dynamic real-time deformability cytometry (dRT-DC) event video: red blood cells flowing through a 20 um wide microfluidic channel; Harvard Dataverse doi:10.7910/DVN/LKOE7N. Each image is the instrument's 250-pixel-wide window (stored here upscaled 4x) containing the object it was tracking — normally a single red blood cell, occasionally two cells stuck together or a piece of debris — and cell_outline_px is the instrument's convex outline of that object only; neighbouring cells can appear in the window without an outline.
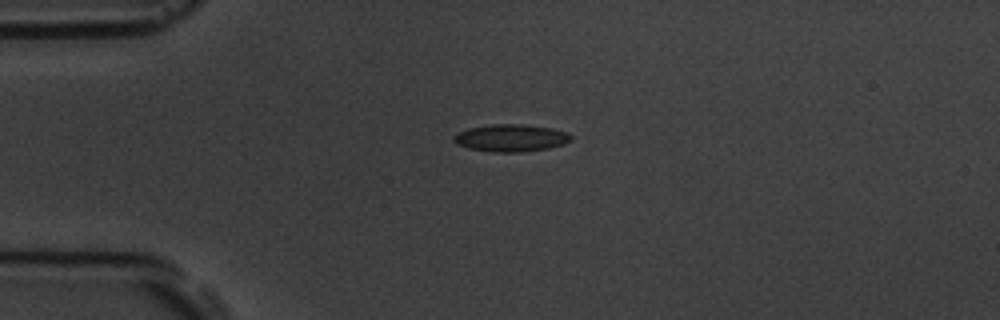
{"species": "common noctule bat (a hibernating species)", "species_latin": "Nyctalus noctula", "temperature_condition": "room temperature", "stored_images_in_passage": 4, "camera_frame_rate_fps": 3000, "um_per_image_px": 0.085, "animal": {"sex": "male", "body_mass_g": 19.5, "forearm_length_mm": 54.6}, "frame": {"image": 1, "passage_image": 1, "time_ms": 0.0, "image_size_px": [1000, 320], "cell_outline_px": [[572, 140], [564, 144], [548, 148], [520, 152], [492, 152], [468, 148], [456, 144], [452, 140], [452, 136], [468, 128], [492, 124], [524, 124], [552, 128], [568, 132], [572, 136]], "centroid_in_image_um": [43.43, 11.72], "position_along_channel_um": 41.6, "area_um2": 18.79}}
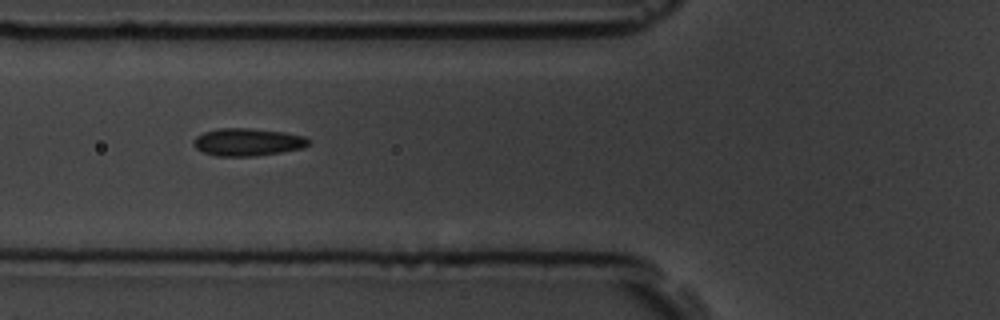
{"frame": {"image": 2, "passage_image": 3, "time_ms": 2.333, "image_size_px": [1000, 320], "cell_outline_px": [[312, 144], [304, 148], [256, 156], [216, 156], [204, 152], [196, 148], [192, 144], [192, 140], [196, 136], [204, 132], [220, 128], [252, 128], [284, 132], [304, 136], [312, 140]], "centroid_in_image_um": [21.08, 12.07], "position_along_channel_um": 104.7, "area_um2": 18.73}}
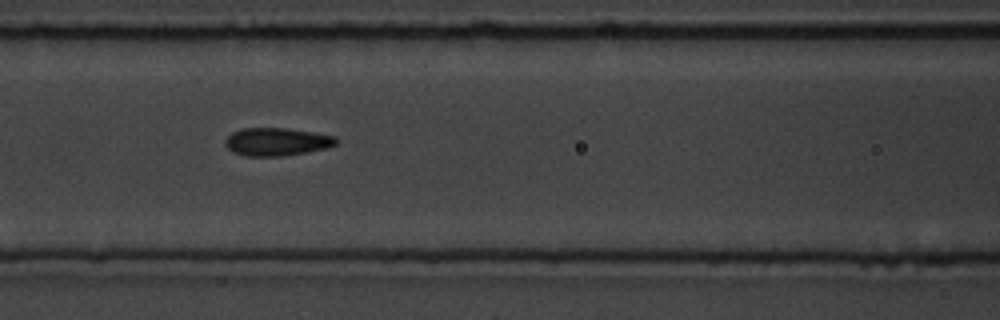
{"frame": {"image": 3, "passage_image": 4, "time_ms": 3.333, "image_size_px": [1000, 320], "cell_outline_px": [[336, 144], [324, 148], [284, 156], [244, 156], [232, 152], [224, 144], [224, 140], [232, 132], [244, 128], [284, 128], [316, 132], [336, 136]], "centroid_in_image_um": [23.48, 12.04], "position_along_channel_um": 143.1, "area_um2": 18.03}}